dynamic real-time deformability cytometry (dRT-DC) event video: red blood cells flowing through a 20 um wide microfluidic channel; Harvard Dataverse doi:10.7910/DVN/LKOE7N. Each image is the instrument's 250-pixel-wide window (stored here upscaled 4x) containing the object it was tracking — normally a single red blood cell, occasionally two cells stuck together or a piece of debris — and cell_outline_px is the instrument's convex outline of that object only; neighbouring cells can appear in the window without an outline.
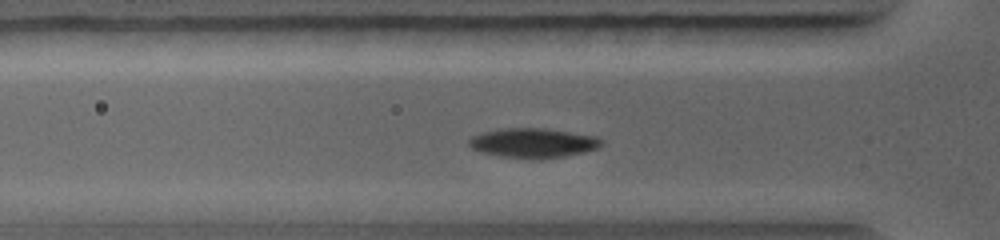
{"species": "common noctule bat (a hibernating species)", "species_latin": "Nyctalus noctula", "temperature_condition": "warm", "stored_images_in_passage": 22, "camera_frame_rate_fps": 5000, "um_per_image_px": 0.085, "animal": {"sex": "female", "body_mass_g": 19.0, "forearm_length_mm": 56.7}, "frame": {"image": 1, "passage_image": 7, "time_ms": 2.2, "image_size_px": [1000, 240], "cell_outline_px": [[604, 144], [600, 148], [584, 152], [564, 156], [540, 160], [528, 160], [500, 156], [480, 152], [472, 148], [468, 144], [468, 140], [472, 136], [484, 132], [504, 128], [544, 128], [596, 136], [604, 140]], "centroid_in_image_um": [45.35, 12.17], "position_along_channel_um": 80.5, "area_um2": 23.24}}
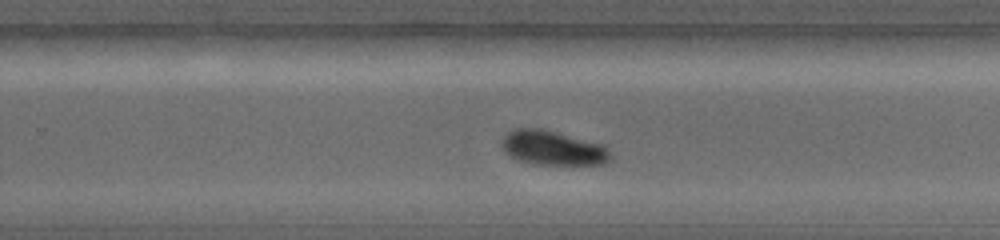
{"frame": {"image": 2, "passage_image": 16, "time_ms": 6.2, "image_size_px": [1000, 240], "cell_outline_px": [[612, 160], [604, 164], [532, 164], [520, 160], [512, 156], [500, 144], [504, 136], [508, 132], [516, 128], [540, 128], [604, 144], [612, 152]], "centroid_in_image_um": [47.06, 12.57], "position_along_channel_um": 282.7, "area_um2": 21.79}}
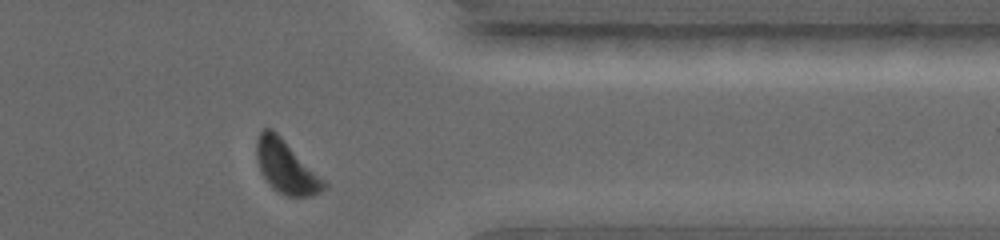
{"frame": {"image": 3, "passage_image": 22, "time_ms": 8.4, "image_size_px": [1000, 240], "cell_outline_px": [[328, 184], [320, 192], [308, 196], [288, 196], [272, 188], [260, 172], [256, 156], [256, 140], [260, 132], [264, 128], [272, 128]], "centroid_in_image_um": [24.28, 14.18], "position_along_channel_um": 387.1, "area_um2": 20.35}}